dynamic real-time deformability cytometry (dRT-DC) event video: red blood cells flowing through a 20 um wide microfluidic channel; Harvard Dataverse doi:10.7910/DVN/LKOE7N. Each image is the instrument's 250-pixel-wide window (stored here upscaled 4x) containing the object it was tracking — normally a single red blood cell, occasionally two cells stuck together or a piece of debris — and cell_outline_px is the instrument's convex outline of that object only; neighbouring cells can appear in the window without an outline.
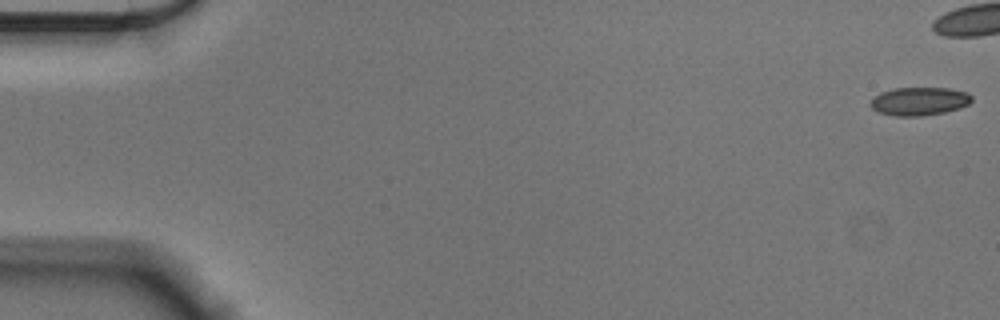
{"species": "Egyptian fruit bat (a non-hibernating species)", "species_latin": "Rousettus aegyptiacus", "temperature_condition": "cold", "stored_images_in_passage": 45, "camera_frame_rate_fps": 3000, "um_per_image_px": 0.085, "animal": {"sex": "male"}, "frame": {"image": 1, "passage_image": 1, "time_ms": 0.0, "image_size_px": [1000, 320], "cell_outline_px": [[972, 100], [968, 104], [960, 108], [944, 112], [920, 116], [896, 116], [876, 112], [868, 104], [880, 92], [896, 88], [948, 88], [968, 92], [972, 96]], "centroid_in_image_um": [78.14, 8.61], "position_along_channel_um": 6.9, "area_um2": 16.7}}
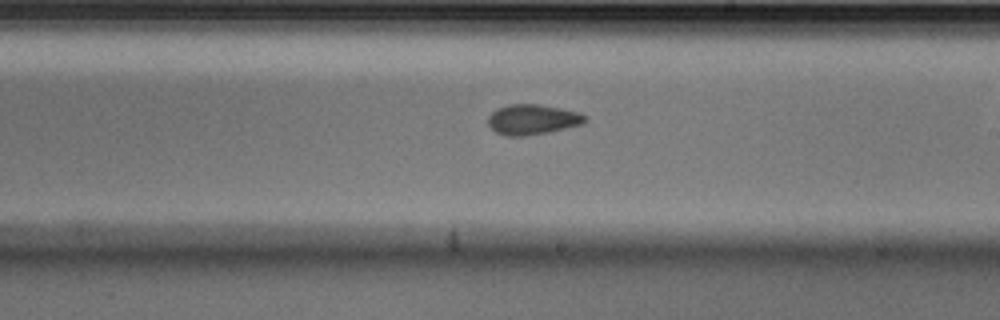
{"frame": {"image": 2, "passage_image": 33, "time_ms": 10.667, "image_size_px": [1000, 320], "cell_outline_px": [[588, 120], [580, 124], [568, 128], [548, 132], [524, 136], [504, 136], [496, 132], [488, 124], [488, 116], [496, 108], [508, 104], [540, 104], [580, 112], [588, 116]], "centroid_in_image_um": [45.27, 10.15], "position_along_channel_um": 243.7, "area_um2": 17.28}}
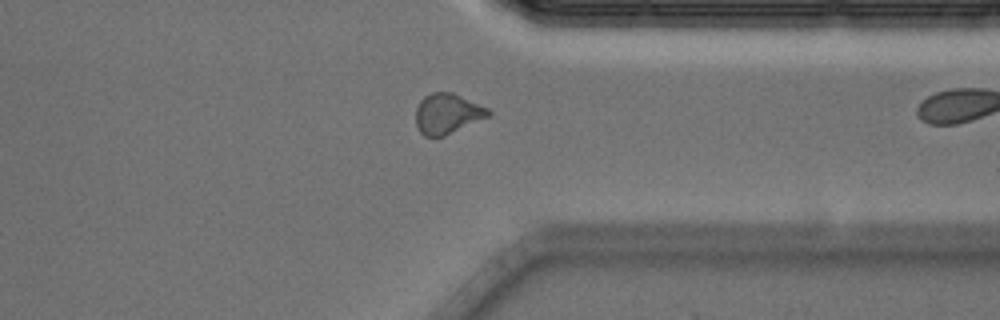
{"frame": {"image": 3, "passage_image": 44, "time_ms": 14.333, "image_size_px": [1000, 320], "cell_outline_px": [[492, 112], [488, 116], [444, 136], [424, 136], [420, 132], [416, 124], [416, 108], [420, 100], [424, 96], [432, 92], [452, 92], [488, 108]], "centroid_in_image_um": [38.0, 9.65], "position_along_channel_um": 373.4, "area_um2": 16.82}}